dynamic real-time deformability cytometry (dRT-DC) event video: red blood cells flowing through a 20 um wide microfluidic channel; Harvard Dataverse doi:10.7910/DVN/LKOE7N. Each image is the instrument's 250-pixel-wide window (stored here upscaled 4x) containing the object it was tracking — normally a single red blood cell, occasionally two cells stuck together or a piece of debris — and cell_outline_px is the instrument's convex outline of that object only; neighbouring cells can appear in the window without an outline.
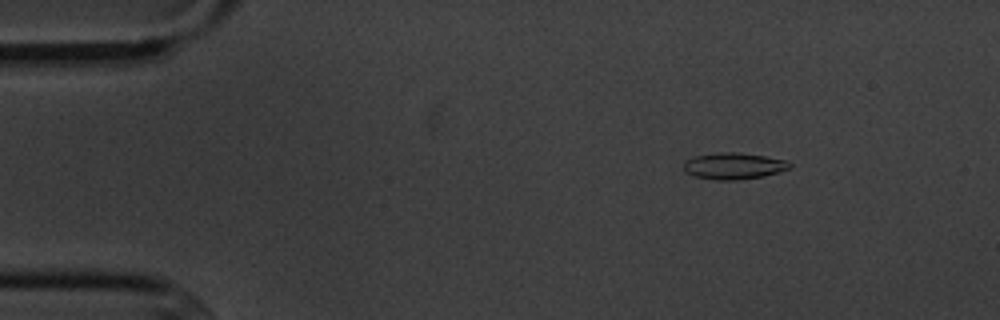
{"species": "common noctule bat (a hibernating species)", "species_latin": "Nyctalus noctula", "temperature_condition": "cold", "stored_images_in_passage": 6, "camera_frame_rate_fps": 3000, "um_per_image_px": 0.085, "animal": {"sex": "male", "body_mass_g": 20.1, "forearm_length_mm": 53.5}, "frame": {"image": 1, "passage_image": 3, "time_ms": 2.333, "image_size_px": [1000, 320], "cell_outline_px": [[792, 168], [780, 172], [764, 176], [736, 180], [716, 180], [696, 176], [684, 172], [684, 160], [696, 156], [720, 152], [736, 152], [764, 156], [788, 160], [792, 164]], "centroid_in_image_um": [62.4, 14.11], "position_along_channel_um": 22.6, "area_um2": 16.47}}